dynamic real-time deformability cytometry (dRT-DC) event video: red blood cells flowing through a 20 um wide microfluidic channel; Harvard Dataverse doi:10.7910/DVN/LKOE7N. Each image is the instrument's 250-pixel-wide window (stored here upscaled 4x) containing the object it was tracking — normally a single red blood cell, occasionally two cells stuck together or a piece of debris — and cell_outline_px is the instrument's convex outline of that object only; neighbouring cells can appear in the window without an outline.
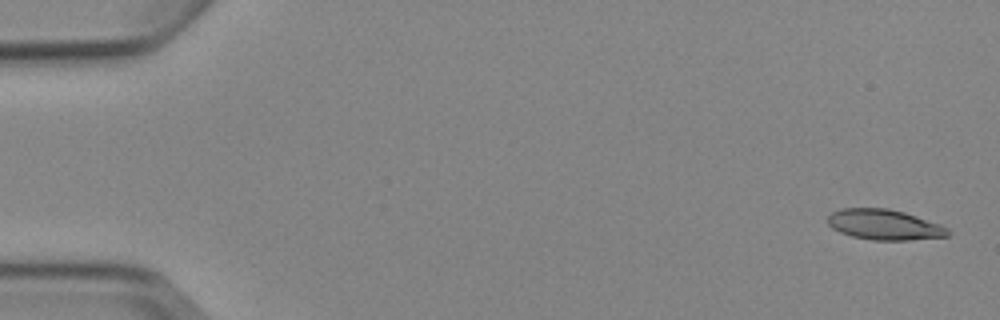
{"species": "Egyptian fruit bat (a non-hibernating species)", "species_latin": "Rousettus aegyptiacus", "temperature_condition": "cold", "stored_images_in_passage": 4, "camera_frame_rate_fps": 3000, "um_per_image_px": 0.085, "animal": {"sex": "female"}, "frame": {"image": 1, "passage_image": 1, "time_ms": 0.0, "image_size_px": [1000, 320], "cell_outline_px": [[952, 232], [948, 236], [908, 240], [872, 240], [852, 236], [840, 232], [832, 228], [828, 224], [828, 216], [832, 212], [840, 208], [888, 208], [904, 212], [940, 224], [948, 228]], "centroid_in_image_um": [75.17, 19.09], "position_along_channel_um": 9.8, "area_um2": 21.33}}
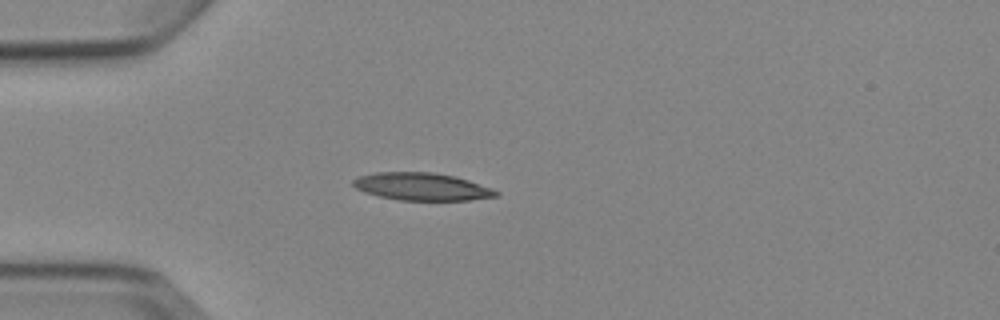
{"frame": {"image": 2, "passage_image": 4, "time_ms": 4.333, "image_size_px": [1000, 320], "cell_outline_px": [[500, 196], [468, 200], [400, 200], [380, 196], [364, 192], [356, 188], [352, 184], [352, 180], [360, 176], [376, 172], [432, 172], [456, 176], [492, 188], [500, 192]], "centroid_in_image_um": [35.88, 15.86], "position_along_channel_um": 49.1, "area_um2": 22.95}}